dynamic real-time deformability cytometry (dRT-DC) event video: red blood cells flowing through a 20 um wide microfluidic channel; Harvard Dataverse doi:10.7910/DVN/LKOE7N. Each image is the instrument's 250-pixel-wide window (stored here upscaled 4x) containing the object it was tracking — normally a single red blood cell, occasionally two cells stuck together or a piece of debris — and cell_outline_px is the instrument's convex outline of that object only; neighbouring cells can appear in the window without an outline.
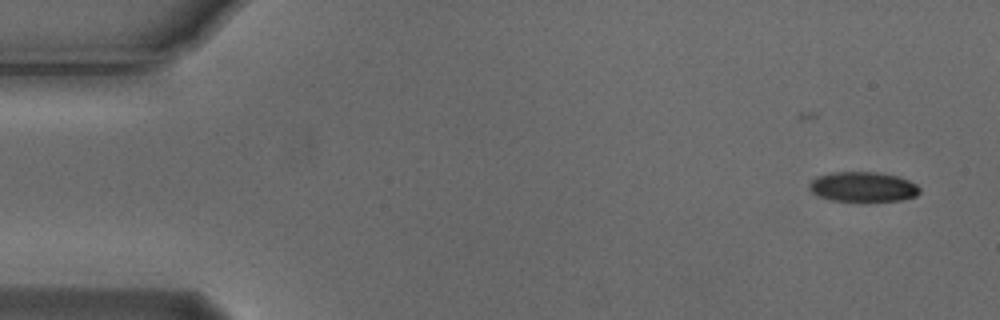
{"species": "Egyptian fruit bat (a non-hibernating species)", "species_latin": "Rousettus aegyptiacus", "temperature_condition": "cold", "stored_images_in_passage": 5, "camera_frame_rate_fps": 3000, "um_per_image_px": 0.085, "animal": {"sex": "male"}, "frame": {"image": 1, "passage_image": 2, "time_ms": 0.333, "image_size_px": [1000, 320], "cell_outline_px": [[920, 192], [916, 196], [900, 200], [832, 200], [820, 196], [812, 192], [808, 188], [808, 184], [816, 176], [832, 172], [876, 172], [900, 176], [916, 184], [920, 188]], "centroid_in_image_um": [73.35, 15.86], "position_along_channel_um": 11.6, "area_um2": 19.07}}
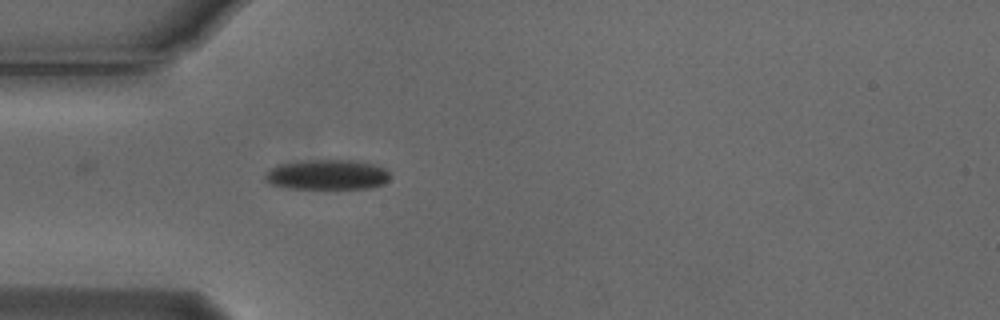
{"frame": {"image": 2, "passage_image": 5, "time_ms": 1.333, "image_size_px": [1000, 320], "cell_outline_px": [[388, 180], [384, 184], [368, 188], [288, 188], [268, 184], [264, 180], [264, 172], [268, 168], [276, 164], [304, 160], [356, 160], [372, 164], [384, 168], [388, 172]], "centroid_in_image_um": [27.71, 14.84], "position_along_channel_um": 57.3, "area_um2": 22.14}}